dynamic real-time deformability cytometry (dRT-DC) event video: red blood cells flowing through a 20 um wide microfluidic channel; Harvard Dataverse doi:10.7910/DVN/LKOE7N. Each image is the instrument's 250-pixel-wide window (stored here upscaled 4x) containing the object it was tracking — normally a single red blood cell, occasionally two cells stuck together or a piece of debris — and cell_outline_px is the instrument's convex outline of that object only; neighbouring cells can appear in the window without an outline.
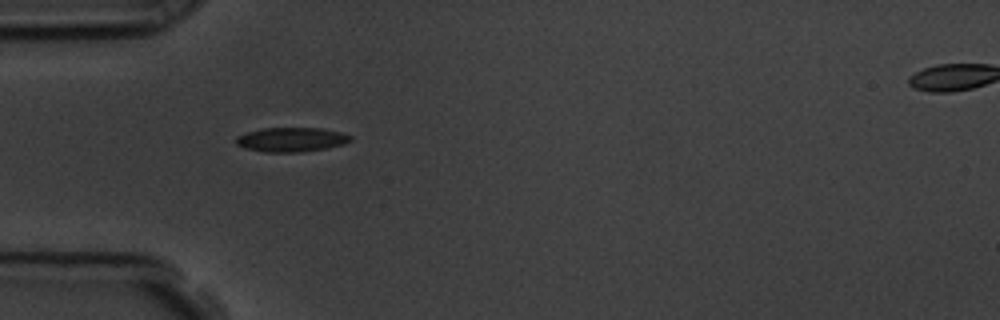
{"species": "common noctule bat (a hibernating species)", "species_latin": "Nyctalus noctula", "temperature_condition": "room temperature", "stored_images_in_passage": 40, "camera_frame_rate_fps": 3000, "um_per_image_px": 0.085, "animal": {"sex": "male", "body_mass_g": 19.5, "forearm_length_mm": 54.6}, "frame": {"image": 1, "passage_image": 1, "time_ms": 0.0, "image_size_px": [1000, 320], "cell_outline_px": [[352, 140], [344, 144], [328, 148], [300, 152], [264, 152], [244, 148], [236, 144], [236, 136], [248, 132], [264, 128], [320, 128], [340, 132], [352, 136]], "centroid_in_image_um": [24.77, 11.87], "position_along_channel_um": 60.2, "area_um2": 16.24}}
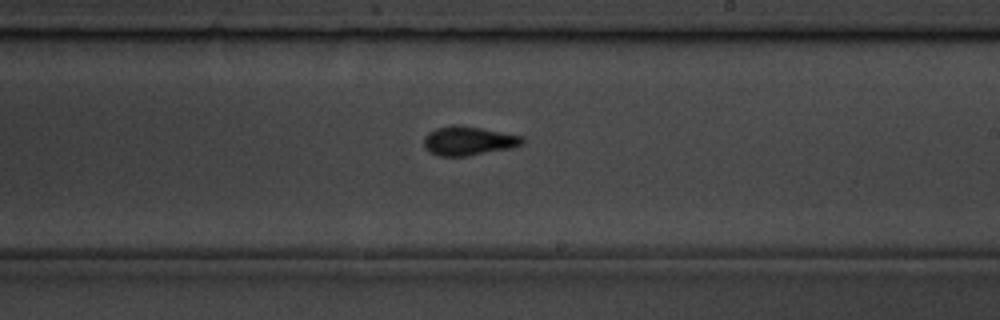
{"frame": {"image": 2, "passage_image": 17, "time_ms": 5.333, "image_size_px": [1000, 320], "cell_outline_px": [[524, 144], [512, 148], [464, 156], [436, 156], [428, 152], [424, 148], [424, 136], [428, 132], [436, 128], [452, 124], [456, 124], [480, 128], [524, 136]], "centroid_in_image_um": [39.79, 11.97], "position_along_channel_um": 249.2, "area_um2": 16.82}}
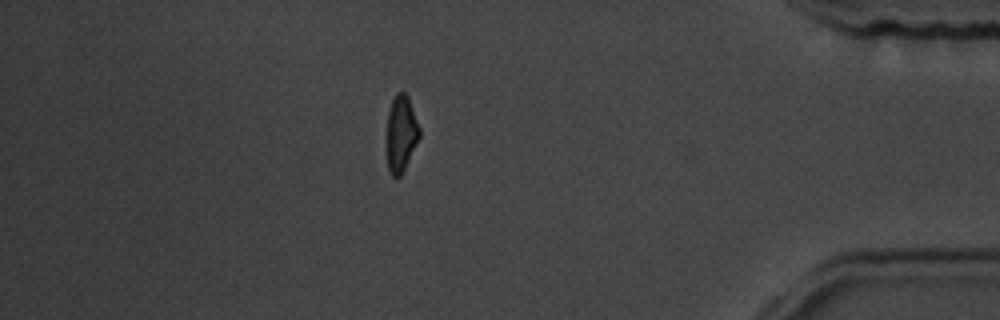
{"frame": {"image": 3, "passage_image": 33, "time_ms": 10.667, "image_size_px": [1000, 320], "cell_outline_px": [[420, 136], [400, 176], [396, 180], [392, 176], [388, 168], [388, 112], [392, 100], [396, 92], [404, 92], [408, 96], [420, 128]], "centroid_in_image_um": [34.1, 11.33], "position_along_channel_um": 401.1, "area_um2": 14.22}, "authors_computed_cell_mechanics": {"area_um2": 16.1262, "velocity_mm_per_s": 3.5915, "shape_relaxation_time_tau1_ms": 6.1182, "shape_relaxation_time_tau2_ms": 1.637, "deformation_change_tau1": 0.1695, "deformation_change_tau2": 0.0476}}